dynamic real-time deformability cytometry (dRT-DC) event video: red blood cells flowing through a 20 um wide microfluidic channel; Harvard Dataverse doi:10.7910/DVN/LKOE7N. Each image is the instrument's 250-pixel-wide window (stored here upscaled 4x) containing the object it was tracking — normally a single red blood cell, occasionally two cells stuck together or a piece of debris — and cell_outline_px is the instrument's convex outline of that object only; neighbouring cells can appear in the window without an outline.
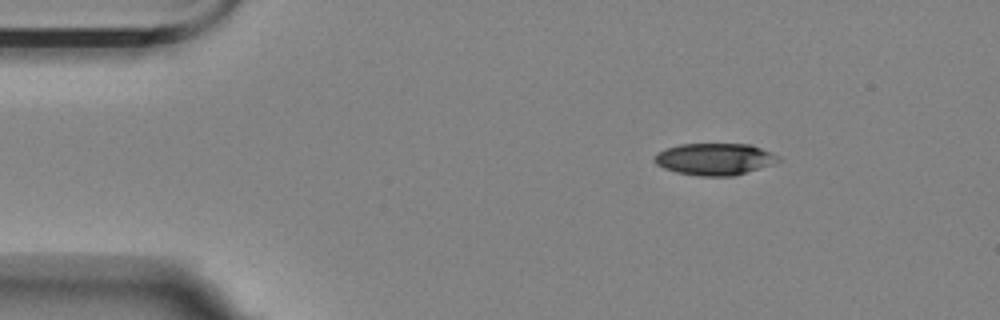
{"species": "Egyptian fruit bat (a non-hibernating species)", "species_latin": "Rousettus aegyptiacus", "temperature_condition": "room temperature", "stored_images_in_passage": 49, "camera_frame_rate_fps": 3000, "um_per_image_px": 0.085, "animal": {"sex": "female"}, "frame": {"image": 1, "passage_image": 1, "time_ms": 0.0, "image_size_px": [1000, 320], "cell_outline_px": [[784, 160], [772, 164], [732, 176], [700, 176], [676, 172], [664, 168], [656, 164], [652, 160], [656, 152], [664, 148], [680, 144], [752, 144], [772, 152], [780, 156]], "centroid_in_image_um": [60.74, 13.51], "position_along_channel_um": 24.3, "area_um2": 23.24}}
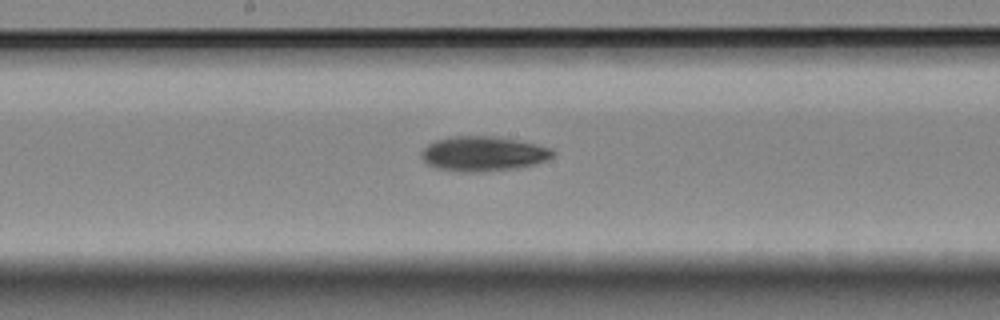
{"frame": {"image": 2, "passage_image": 22, "time_ms": 7.0, "image_size_px": [1000, 320], "cell_outline_px": [[556, 152], [552, 156], [536, 164], [520, 168], [480, 172], [460, 172], [436, 168], [428, 164], [420, 156], [420, 152], [428, 144], [436, 140], [456, 136], [492, 136], [516, 140], [536, 144], [552, 148]], "centroid_in_image_um": [41.07, 13.08], "position_along_channel_um": 207.1, "area_um2": 26.7}}
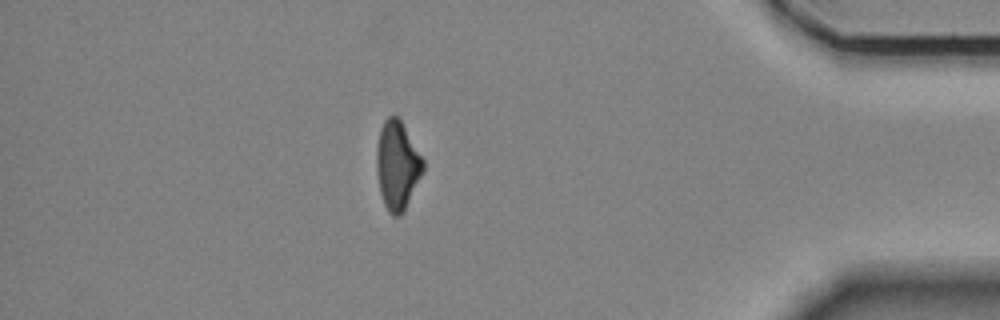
{"frame": {"image": 3, "passage_image": 42, "time_ms": 13.667, "image_size_px": [1000, 320], "cell_outline_px": [[424, 172], [404, 212], [400, 216], [392, 216], [388, 212], [384, 204], [380, 192], [376, 172], [376, 148], [380, 128], [384, 120], [388, 116], [396, 116], [400, 120], [424, 160]], "centroid_in_image_um": [33.76, 14.09], "position_along_channel_um": 401.4, "area_um2": 24.22}, "authors_computed_cell_mechanics": {"area_um2": 25.2008, "velocity_mm_per_s": 3.5142, "shape_relaxation_time_tau1_ms": 5.3392, "shape_relaxation_time_tau2_ms": null, "deformation_change_tau1": 0.1577, "deformation_change_tau2": null}}